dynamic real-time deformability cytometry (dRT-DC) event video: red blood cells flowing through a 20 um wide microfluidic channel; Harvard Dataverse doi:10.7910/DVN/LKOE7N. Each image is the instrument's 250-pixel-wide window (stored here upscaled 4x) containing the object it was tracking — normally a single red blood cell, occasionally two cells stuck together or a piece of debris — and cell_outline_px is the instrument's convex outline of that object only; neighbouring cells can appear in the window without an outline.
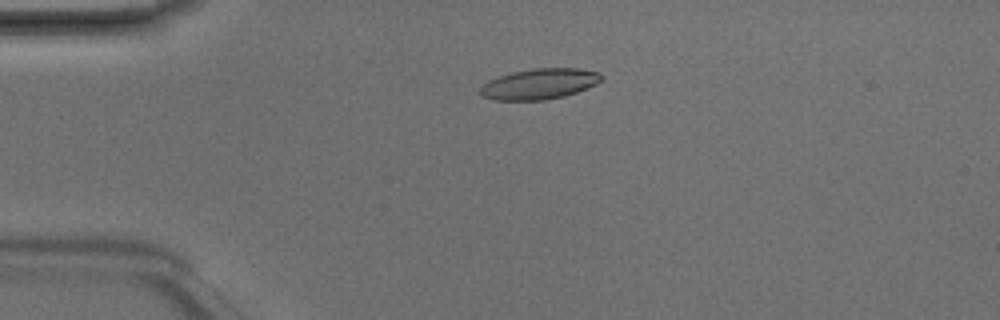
{"species": "Egyptian fruit bat (a non-hibernating species)", "species_latin": "Rousettus aegyptiacus", "temperature_condition": "room temperature", "stored_images_in_passage": 3, "camera_frame_rate_fps": 3000, "um_per_image_px": 0.085, "animal": {"sex": "male"}, "frame": {"image": 1, "passage_image": 1, "time_ms": 0.0, "image_size_px": [1000, 320], "cell_outline_px": [[604, 76], [596, 84], [588, 88], [564, 96], [544, 100], [492, 100], [480, 96], [480, 88], [488, 80], [512, 72], [532, 68], [580, 68], [600, 72]], "centroid_in_image_um": [45.85, 7.13], "position_along_channel_um": 39.1, "area_um2": 21.79}}